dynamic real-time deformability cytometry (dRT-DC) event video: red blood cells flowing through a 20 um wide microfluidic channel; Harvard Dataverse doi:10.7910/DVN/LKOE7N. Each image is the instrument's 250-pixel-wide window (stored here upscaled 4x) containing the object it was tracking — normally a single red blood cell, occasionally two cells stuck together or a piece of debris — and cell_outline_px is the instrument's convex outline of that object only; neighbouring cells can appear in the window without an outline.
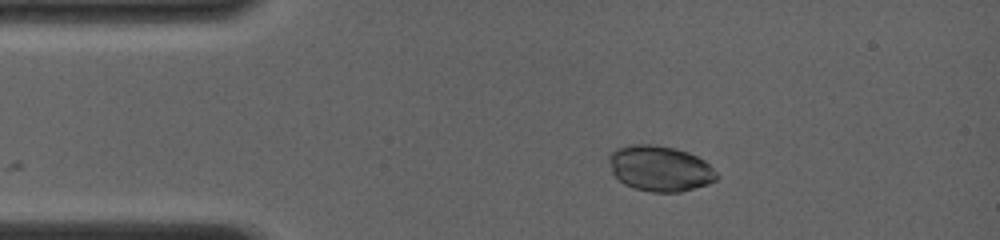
{"species": "common noctule bat (a hibernating species)", "species_latin": "Nyctalus noctula", "temperature_condition": "room temperature", "stored_images_in_passage": 48, "camera_frame_rate_fps": 4000, "um_per_image_px": 0.085, "animal": {"sex": "female", "body_mass_g": 19.0, "forearm_length_mm": 56.7}, "frame": {"image": 1, "passage_image": 1, "time_ms": 0.0, "image_size_px": [1000, 240], "cell_outline_px": [[720, 176], [716, 180], [708, 184], [680, 192], [652, 192], [636, 188], [624, 184], [612, 172], [608, 160], [608, 156], [616, 148], [628, 144], [656, 144], [676, 148], [688, 152], [704, 160]], "centroid_in_image_um": [56.09, 14.3], "position_along_channel_um": 28.9, "area_um2": 28.73}}
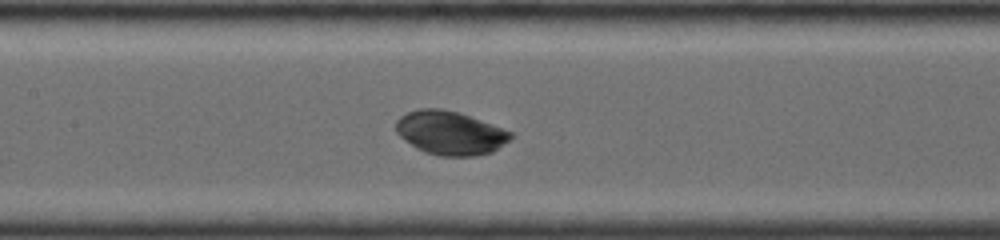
{"frame": {"image": 2, "passage_image": 21, "time_ms": 4.5, "image_size_px": [1000, 240], "cell_outline_px": [[512, 136], [508, 140], [492, 152], [476, 156], [440, 156], [424, 152], [416, 148], [400, 136], [396, 132], [396, 120], [400, 116], [408, 112], [420, 108], [440, 108], [460, 112], [512, 132]], "centroid_in_image_um": [38.23, 11.29], "position_along_channel_um": 169.2, "area_um2": 29.13}}
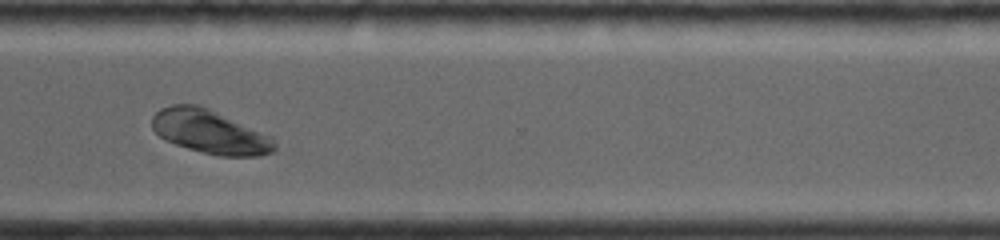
{"frame": {"image": 3, "passage_image": 40, "time_ms": 9.0, "image_size_px": [1000, 240], "cell_outline_px": [[276, 148], [272, 152], [260, 156], [216, 156], [188, 148], [164, 140], [152, 128], [152, 116], [160, 108], [172, 104], [196, 104], [208, 108], [272, 136], [276, 144]], "centroid_in_image_um": [17.84, 11.2], "position_along_channel_um": 352.8, "area_um2": 31.27}, "authors_computed_cell_mechanics": {"area_um2": 29.7381, "velocity_mm_per_s": 4.0892, "shape_relaxation_time_tau1_ms": 4.2649, "shape_relaxation_time_tau2_ms": null, "deformation_change_tau1": 0.06, "deformation_change_tau2": null}}